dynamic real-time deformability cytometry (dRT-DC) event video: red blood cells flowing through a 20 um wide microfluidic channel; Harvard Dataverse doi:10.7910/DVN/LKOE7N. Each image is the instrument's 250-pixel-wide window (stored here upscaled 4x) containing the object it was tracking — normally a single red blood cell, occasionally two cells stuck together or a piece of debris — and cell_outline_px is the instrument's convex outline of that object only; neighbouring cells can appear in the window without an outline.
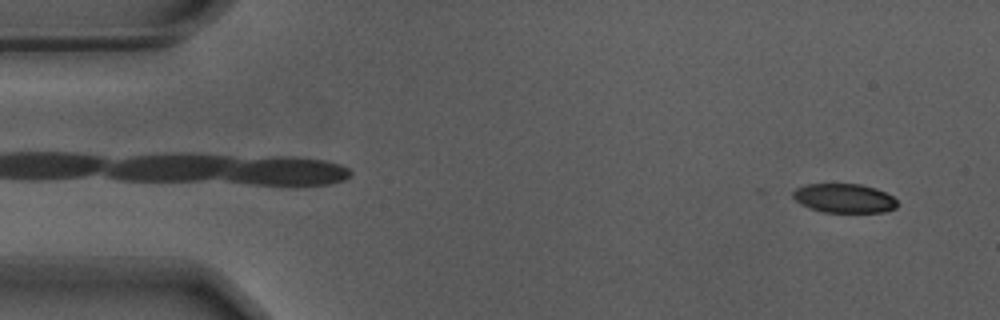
{"species": "Egyptian fruit bat (a non-hibernating species)", "species_latin": "Rousettus aegyptiacus", "temperature_condition": "warm", "stored_images_in_passage": 55, "camera_frame_rate_fps": 3000, "um_per_image_px": 0.085, "animal": {"sex": "male"}, "frame": {"image": 1, "passage_image": 3, "time_ms": 0.667, "image_size_px": [1000, 320], "cell_outline_px": [[896, 208], [884, 212], [824, 212], [800, 204], [792, 196], [792, 192], [796, 188], [808, 184], [860, 184], [876, 188], [892, 196], [896, 200]], "centroid_in_image_um": [71.75, 16.85], "position_along_channel_um": 13.3, "area_um2": 17.57}}
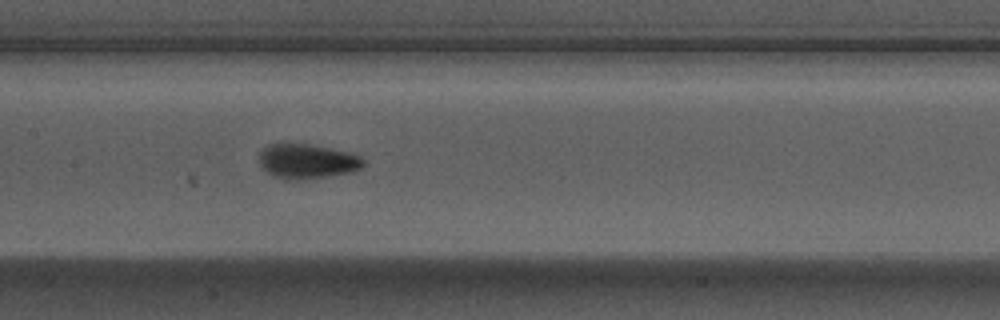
{"frame": {"image": 2, "passage_image": 26, "time_ms": 8.333, "image_size_px": [1000, 320], "cell_outline_px": [[364, 164], [360, 168], [352, 172], [304, 180], [284, 180], [272, 176], [260, 164], [260, 152], [268, 144], [308, 144], [332, 148], [352, 152], [360, 156], [364, 160]], "centroid_in_image_um": [26.13, 13.72], "position_along_channel_um": 181.3, "area_um2": 21.21}}
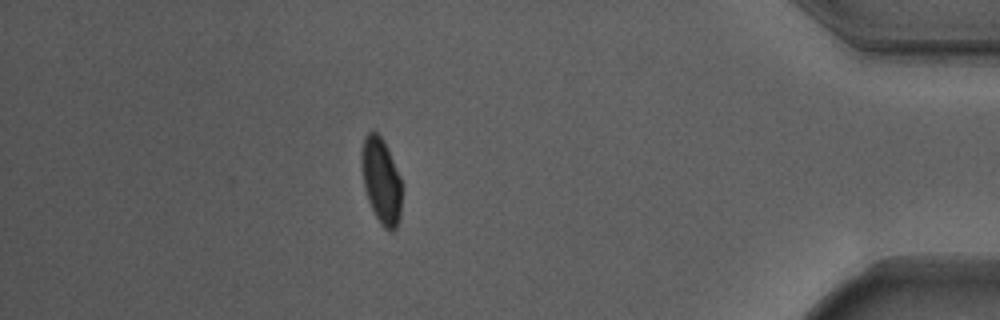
{"frame": {"image": 3, "passage_image": 48, "time_ms": 15.667, "image_size_px": [1000, 320], "cell_outline_px": [[400, 216], [396, 228], [392, 232], [388, 232], [380, 224], [368, 200], [364, 188], [360, 156], [364, 136], [372, 128], [380, 136], [400, 176]], "centroid_in_image_um": [32.37, 15.37], "position_along_channel_um": 402.8, "area_um2": 19.88}, "authors_computed_cell_mechanics": {"area_um2": 19.9988, "velocity_mm_per_s": 3.6835, "shape_relaxation_time_tau1_ms": 3.2918, "shape_relaxation_time_tau2_ms": 0.8617, "deformation_change_tau1": 0.1399, "deformation_change_tau2": 0.0422}}